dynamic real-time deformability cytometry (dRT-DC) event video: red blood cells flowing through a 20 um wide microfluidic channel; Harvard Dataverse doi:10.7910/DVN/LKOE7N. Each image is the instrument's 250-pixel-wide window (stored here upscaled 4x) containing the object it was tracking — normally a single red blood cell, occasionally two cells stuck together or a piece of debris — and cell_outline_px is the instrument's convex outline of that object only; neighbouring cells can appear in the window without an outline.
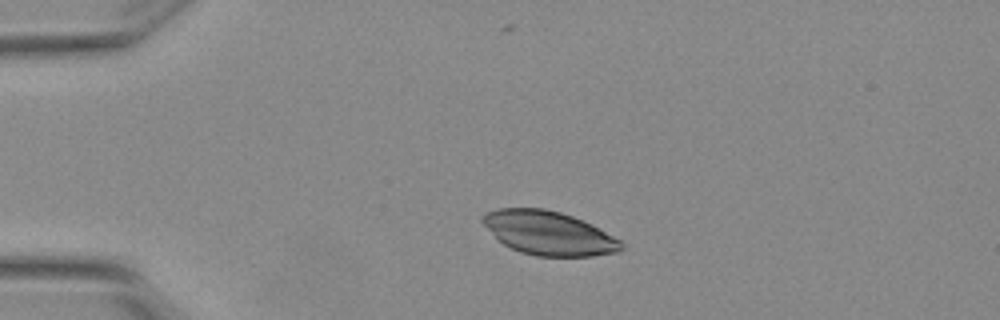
{"species": "Egyptian fruit bat (a non-hibernating species)", "species_latin": "Rousettus aegyptiacus", "temperature_condition": "warm", "stored_images_in_passage": 4, "camera_frame_rate_fps": 3000, "um_per_image_px": 0.085, "animal": {"sex": "female"}, "frame": {"image": 1, "passage_image": 3, "time_ms": 0.667, "image_size_px": [1000, 320], "cell_outline_px": [[624, 248], [616, 252], [592, 256], [536, 256], [520, 252], [496, 240], [480, 220], [480, 216], [496, 208], [544, 208], [560, 212], [572, 216], [592, 224], [620, 240], [624, 244]], "centroid_in_image_um": [46.61, 19.81], "position_along_channel_um": 38.4, "area_um2": 35.49}}